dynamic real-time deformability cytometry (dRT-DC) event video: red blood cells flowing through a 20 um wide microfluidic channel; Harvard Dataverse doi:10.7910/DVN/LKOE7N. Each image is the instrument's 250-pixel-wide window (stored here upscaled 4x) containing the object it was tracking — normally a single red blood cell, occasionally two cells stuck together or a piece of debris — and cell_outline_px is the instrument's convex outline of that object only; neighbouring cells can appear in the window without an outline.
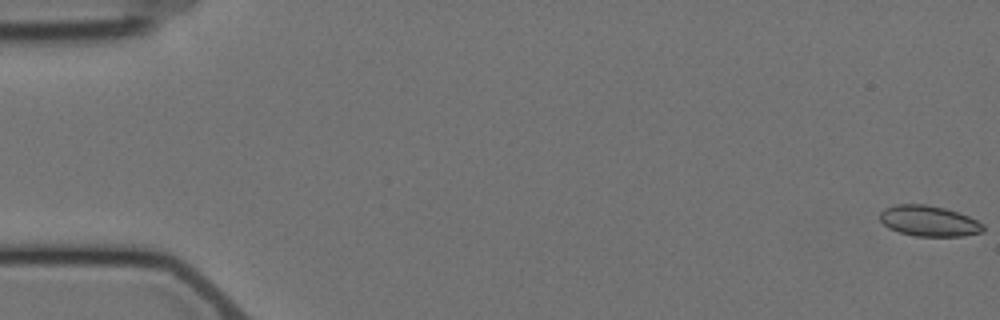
{"species": "Egyptian fruit bat (a non-hibernating species)", "species_latin": "Rousettus aegyptiacus", "temperature_condition": "cold", "stored_images_in_passage": 6, "camera_frame_rate_fps": 3000, "um_per_image_px": 0.085, "animal": {"sex": "female"}, "frame": {"image": 1, "passage_image": 1, "time_ms": 0.0, "image_size_px": [1000, 320], "cell_outline_px": [[984, 232], [964, 236], [916, 236], [900, 232], [888, 228], [880, 220], [880, 212], [884, 208], [896, 204], [924, 204], [944, 208], [968, 216], [984, 224]], "centroid_in_image_um": [78.96, 18.79], "position_along_channel_um": 6.0, "area_um2": 18.44}}
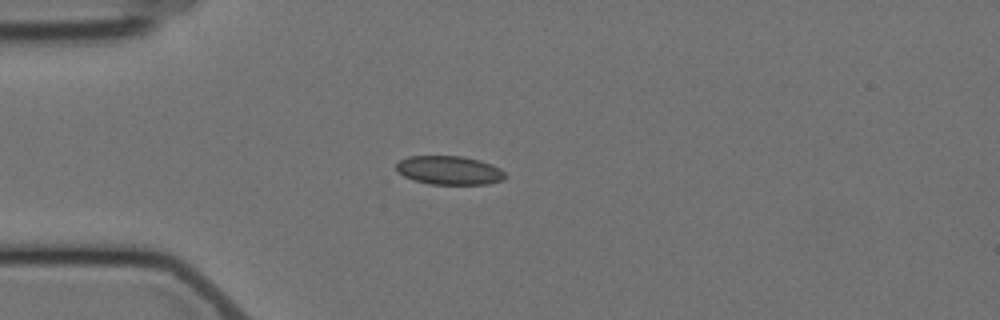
{"frame": {"image": 2, "passage_image": 5, "time_ms": 5.0, "image_size_px": [1000, 320], "cell_outline_px": [[508, 176], [504, 180], [488, 184], [432, 184], [412, 180], [404, 176], [396, 168], [396, 164], [400, 160], [408, 156], [464, 156], [480, 160], [492, 164], [500, 168]], "centroid_in_image_um": [38.23, 14.47], "position_along_channel_um": 46.8, "area_um2": 18.38}}
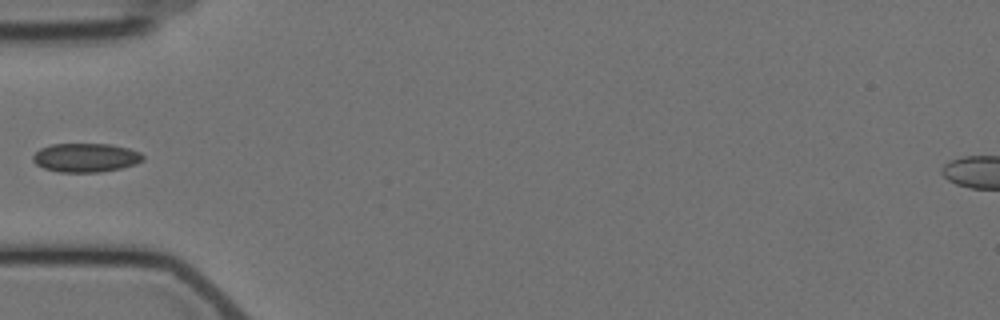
{"frame": {"image": 3, "passage_image": 6, "time_ms": 6.333, "image_size_px": [1000, 320], "cell_outline_px": [[144, 160], [136, 164], [120, 168], [100, 172], [56, 172], [44, 168], [36, 164], [32, 160], [32, 156], [40, 148], [52, 144], [112, 144], [128, 148], [140, 152], [144, 156]], "centroid_in_image_um": [7.29, 13.4], "position_along_channel_um": 77.7, "area_um2": 18.61}}